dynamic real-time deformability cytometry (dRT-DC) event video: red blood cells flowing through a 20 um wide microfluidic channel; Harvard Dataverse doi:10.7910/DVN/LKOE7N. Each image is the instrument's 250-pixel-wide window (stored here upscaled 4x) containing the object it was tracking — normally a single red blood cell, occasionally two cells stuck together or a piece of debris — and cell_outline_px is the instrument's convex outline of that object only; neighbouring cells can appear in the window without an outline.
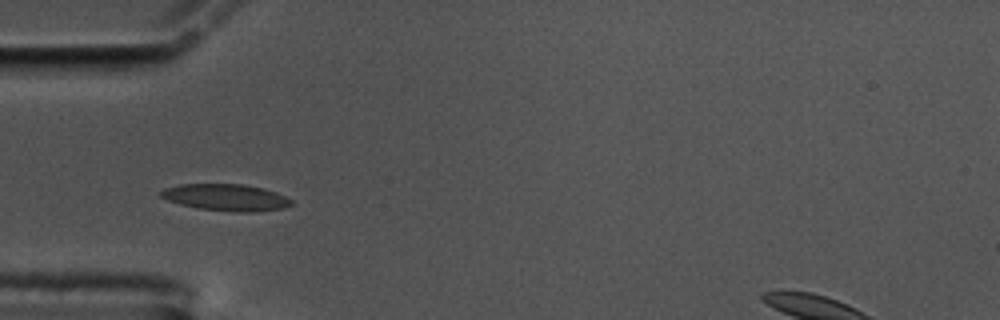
{"species": "common noctule bat (a hibernating species)", "species_latin": "Nyctalus noctula", "temperature_condition": "cold", "stored_images_in_passage": 41, "segment_of_instrument_passage": [1, 2], "camera_frame_rate_fps": 3000, "um_per_image_px": 0.085, "animal": {"sex": "male", "body_mass_g": 17.5, "forearm_length_mm": 52.3}, "frame": {"image": 1, "passage_image": 1, "time_ms": 0.0, "image_size_px": [1000, 320], "cell_outline_px": [[292, 204], [284, 208], [252, 212], [232, 212], [196, 208], [180, 204], [168, 200], [160, 196], [160, 192], [164, 188], [180, 184], [244, 184], [264, 188], [276, 192], [292, 200]], "centroid_in_image_um": [19.21, 16.78], "position_along_channel_um": 65.8, "area_um2": 20.4}}
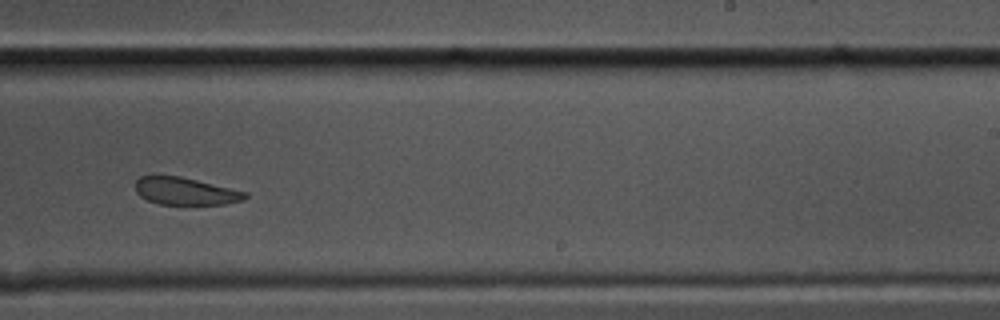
{"frame": {"image": 2, "passage_image": 19, "time_ms": 6.0, "image_size_px": [1000, 320], "cell_outline_px": [[248, 196], [244, 200], [224, 204], [160, 204], [148, 200], [140, 196], [136, 192], [136, 180], [140, 176], [180, 176], [248, 192]], "centroid_in_image_um": [15.78, 16.25], "position_along_channel_um": 273.2, "area_um2": 17.4}}
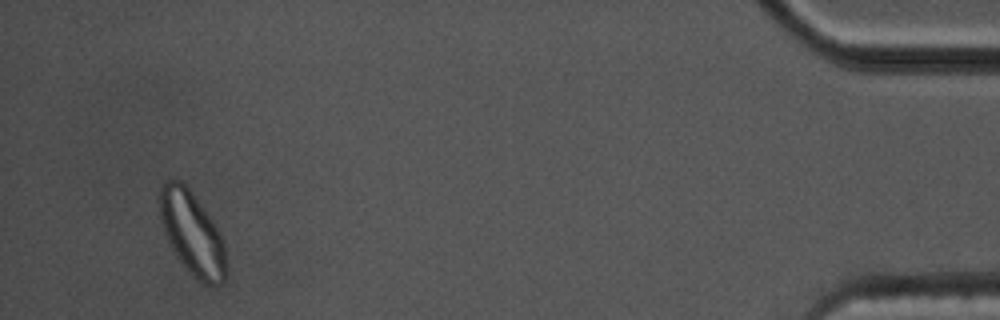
{"frame": {"image": 3, "passage_image": 38, "time_ms": 12.333, "image_size_px": [1000, 320], "cell_outline_px": [[228, 276], [224, 284], [216, 288], [204, 284], [188, 272], [176, 256], [168, 240], [160, 220], [160, 184], [168, 176], [172, 176], [180, 180], [188, 188], [212, 220], [224, 244], [228, 272]], "centroid_in_image_um": [16.35, 19.87], "position_along_channel_um": 418.9, "area_um2": 32.71}}